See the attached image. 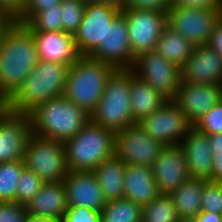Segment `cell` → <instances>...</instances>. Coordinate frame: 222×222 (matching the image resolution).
I'll use <instances>...</instances> for the list:
<instances>
[{
	"instance_id": "obj_1",
	"label": "cell",
	"mask_w": 222,
	"mask_h": 222,
	"mask_svg": "<svg viewBox=\"0 0 222 222\" xmlns=\"http://www.w3.org/2000/svg\"><path fill=\"white\" fill-rule=\"evenodd\" d=\"M39 62L32 32L14 21L0 43V96L7 101Z\"/></svg>"
},
{
	"instance_id": "obj_2",
	"label": "cell",
	"mask_w": 222,
	"mask_h": 222,
	"mask_svg": "<svg viewBox=\"0 0 222 222\" xmlns=\"http://www.w3.org/2000/svg\"><path fill=\"white\" fill-rule=\"evenodd\" d=\"M68 71L65 64L39 60L6 107L13 113L29 114L39 104L63 96Z\"/></svg>"
},
{
	"instance_id": "obj_3",
	"label": "cell",
	"mask_w": 222,
	"mask_h": 222,
	"mask_svg": "<svg viewBox=\"0 0 222 222\" xmlns=\"http://www.w3.org/2000/svg\"><path fill=\"white\" fill-rule=\"evenodd\" d=\"M29 115L32 133L63 143L90 121V114L64 96L39 104Z\"/></svg>"
},
{
	"instance_id": "obj_4",
	"label": "cell",
	"mask_w": 222,
	"mask_h": 222,
	"mask_svg": "<svg viewBox=\"0 0 222 222\" xmlns=\"http://www.w3.org/2000/svg\"><path fill=\"white\" fill-rule=\"evenodd\" d=\"M64 147L68 171H93L115 155V132L90 120Z\"/></svg>"
},
{
	"instance_id": "obj_5",
	"label": "cell",
	"mask_w": 222,
	"mask_h": 222,
	"mask_svg": "<svg viewBox=\"0 0 222 222\" xmlns=\"http://www.w3.org/2000/svg\"><path fill=\"white\" fill-rule=\"evenodd\" d=\"M115 70L107 63L83 56L69 67L63 96L91 114L103 95L107 80Z\"/></svg>"
},
{
	"instance_id": "obj_6",
	"label": "cell",
	"mask_w": 222,
	"mask_h": 222,
	"mask_svg": "<svg viewBox=\"0 0 222 222\" xmlns=\"http://www.w3.org/2000/svg\"><path fill=\"white\" fill-rule=\"evenodd\" d=\"M131 69H116L107 80L103 95L90 120L115 133L134 123L131 111Z\"/></svg>"
},
{
	"instance_id": "obj_7",
	"label": "cell",
	"mask_w": 222,
	"mask_h": 222,
	"mask_svg": "<svg viewBox=\"0 0 222 222\" xmlns=\"http://www.w3.org/2000/svg\"><path fill=\"white\" fill-rule=\"evenodd\" d=\"M24 164L44 183L64 181L68 173L64 143L32 133L27 141Z\"/></svg>"
},
{
	"instance_id": "obj_8",
	"label": "cell",
	"mask_w": 222,
	"mask_h": 222,
	"mask_svg": "<svg viewBox=\"0 0 222 222\" xmlns=\"http://www.w3.org/2000/svg\"><path fill=\"white\" fill-rule=\"evenodd\" d=\"M221 18L222 9L171 6L167 12V25L194 46H201L208 44L213 30Z\"/></svg>"
},
{
	"instance_id": "obj_9",
	"label": "cell",
	"mask_w": 222,
	"mask_h": 222,
	"mask_svg": "<svg viewBox=\"0 0 222 222\" xmlns=\"http://www.w3.org/2000/svg\"><path fill=\"white\" fill-rule=\"evenodd\" d=\"M131 70L142 81L169 100L176 97L180 84V68L165 59L156 50L138 55Z\"/></svg>"
},
{
	"instance_id": "obj_10",
	"label": "cell",
	"mask_w": 222,
	"mask_h": 222,
	"mask_svg": "<svg viewBox=\"0 0 222 222\" xmlns=\"http://www.w3.org/2000/svg\"><path fill=\"white\" fill-rule=\"evenodd\" d=\"M128 22L129 42L133 56L152 51L167 26V13L146 9H122Z\"/></svg>"
},
{
	"instance_id": "obj_11",
	"label": "cell",
	"mask_w": 222,
	"mask_h": 222,
	"mask_svg": "<svg viewBox=\"0 0 222 222\" xmlns=\"http://www.w3.org/2000/svg\"><path fill=\"white\" fill-rule=\"evenodd\" d=\"M165 147L135 123L115 133V155L126 165L152 167Z\"/></svg>"
},
{
	"instance_id": "obj_12",
	"label": "cell",
	"mask_w": 222,
	"mask_h": 222,
	"mask_svg": "<svg viewBox=\"0 0 222 222\" xmlns=\"http://www.w3.org/2000/svg\"><path fill=\"white\" fill-rule=\"evenodd\" d=\"M122 9L87 2L83 19L73 37L83 56H89L106 37L109 27Z\"/></svg>"
},
{
	"instance_id": "obj_13",
	"label": "cell",
	"mask_w": 222,
	"mask_h": 222,
	"mask_svg": "<svg viewBox=\"0 0 222 222\" xmlns=\"http://www.w3.org/2000/svg\"><path fill=\"white\" fill-rule=\"evenodd\" d=\"M138 124L165 146L179 145L192 126L173 100H168Z\"/></svg>"
},
{
	"instance_id": "obj_14",
	"label": "cell",
	"mask_w": 222,
	"mask_h": 222,
	"mask_svg": "<svg viewBox=\"0 0 222 222\" xmlns=\"http://www.w3.org/2000/svg\"><path fill=\"white\" fill-rule=\"evenodd\" d=\"M32 134L29 114L0 112V163L24 160L27 141Z\"/></svg>"
},
{
	"instance_id": "obj_15",
	"label": "cell",
	"mask_w": 222,
	"mask_h": 222,
	"mask_svg": "<svg viewBox=\"0 0 222 222\" xmlns=\"http://www.w3.org/2000/svg\"><path fill=\"white\" fill-rule=\"evenodd\" d=\"M128 22L121 12L109 27L103 42L88 56L113 66L115 69H131L135 57L129 42Z\"/></svg>"
},
{
	"instance_id": "obj_16",
	"label": "cell",
	"mask_w": 222,
	"mask_h": 222,
	"mask_svg": "<svg viewBox=\"0 0 222 222\" xmlns=\"http://www.w3.org/2000/svg\"><path fill=\"white\" fill-rule=\"evenodd\" d=\"M222 99V85L180 83L173 101L194 125Z\"/></svg>"
},
{
	"instance_id": "obj_17",
	"label": "cell",
	"mask_w": 222,
	"mask_h": 222,
	"mask_svg": "<svg viewBox=\"0 0 222 222\" xmlns=\"http://www.w3.org/2000/svg\"><path fill=\"white\" fill-rule=\"evenodd\" d=\"M180 83L222 85V57L207 44L195 46L180 68Z\"/></svg>"
},
{
	"instance_id": "obj_18",
	"label": "cell",
	"mask_w": 222,
	"mask_h": 222,
	"mask_svg": "<svg viewBox=\"0 0 222 222\" xmlns=\"http://www.w3.org/2000/svg\"><path fill=\"white\" fill-rule=\"evenodd\" d=\"M161 194H170L190 177L186 157L180 145L165 146L152 165Z\"/></svg>"
},
{
	"instance_id": "obj_19",
	"label": "cell",
	"mask_w": 222,
	"mask_h": 222,
	"mask_svg": "<svg viewBox=\"0 0 222 222\" xmlns=\"http://www.w3.org/2000/svg\"><path fill=\"white\" fill-rule=\"evenodd\" d=\"M64 186L68 206H79L101 212L107 201L93 171H68Z\"/></svg>"
},
{
	"instance_id": "obj_20",
	"label": "cell",
	"mask_w": 222,
	"mask_h": 222,
	"mask_svg": "<svg viewBox=\"0 0 222 222\" xmlns=\"http://www.w3.org/2000/svg\"><path fill=\"white\" fill-rule=\"evenodd\" d=\"M32 35L39 60L58 62L70 67L83 57L70 33L64 31L32 32Z\"/></svg>"
},
{
	"instance_id": "obj_21",
	"label": "cell",
	"mask_w": 222,
	"mask_h": 222,
	"mask_svg": "<svg viewBox=\"0 0 222 222\" xmlns=\"http://www.w3.org/2000/svg\"><path fill=\"white\" fill-rule=\"evenodd\" d=\"M179 145L184 151L190 177L211 181L213 155L209 135L192 125Z\"/></svg>"
},
{
	"instance_id": "obj_22",
	"label": "cell",
	"mask_w": 222,
	"mask_h": 222,
	"mask_svg": "<svg viewBox=\"0 0 222 222\" xmlns=\"http://www.w3.org/2000/svg\"><path fill=\"white\" fill-rule=\"evenodd\" d=\"M25 207L30 215L62 221L68 208L63 181L44 183Z\"/></svg>"
},
{
	"instance_id": "obj_23",
	"label": "cell",
	"mask_w": 222,
	"mask_h": 222,
	"mask_svg": "<svg viewBox=\"0 0 222 222\" xmlns=\"http://www.w3.org/2000/svg\"><path fill=\"white\" fill-rule=\"evenodd\" d=\"M124 198L145 206L161 192L153 176L152 167L126 165L124 173Z\"/></svg>"
},
{
	"instance_id": "obj_24",
	"label": "cell",
	"mask_w": 222,
	"mask_h": 222,
	"mask_svg": "<svg viewBox=\"0 0 222 222\" xmlns=\"http://www.w3.org/2000/svg\"><path fill=\"white\" fill-rule=\"evenodd\" d=\"M131 111L134 123H139L162 107L169 99L142 81L131 70Z\"/></svg>"
},
{
	"instance_id": "obj_25",
	"label": "cell",
	"mask_w": 222,
	"mask_h": 222,
	"mask_svg": "<svg viewBox=\"0 0 222 222\" xmlns=\"http://www.w3.org/2000/svg\"><path fill=\"white\" fill-rule=\"evenodd\" d=\"M125 169L126 163L117 155H113L93 170L107 202L124 198Z\"/></svg>"
},
{
	"instance_id": "obj_26",
	"label": "cell",
	"mask_w": 222,
	"mask_h": 222,
	"mask_svg": "<svg viewBox=\"0 0 222 222\" xmlns=\"http://www.w3.org/2000/svg\"><path fill=\"white\" fill-rule=\"evenodd\" d=\"M205 182L189 177L169 194L180 219L194 217L201 212V194Z\"/></svg>"
},
{
	"instance_id": "obj_27",
	"label": "cell",
	"mask_w": 222,
	"mask_h": 222,
	"mask_svg": "<svg viewBox=\"0 0 222 222\" xmlns=\"http://www.w3.org/2000/svg\"><path fill=\"white\" fill-rule=\"evenodd\" d=\"M194 48L189 40L167 25L154 50L181 68L188 61Z\"/></svg>"
},
{
	"instance_id": "obj_28",
	"label": "cell",
	"mask_w": 222,
	"mask_h": 222,
	"mask_svg": "<svg viewBox=\"0 0 222 222\" xmlns=\"http://www.w3.org/2000/svg\"><path fill=\"white\" fill-rule=\"evenodd\" d=\"M142 206L128 199L107 202L101 222H142Z\"/></svg>"
},
{
	"instance_id": "obj_29",
	"label": "cell",
	"mask_w": 222,
	"mask_h": 222,
	"mask_svg": "<svg viewBox=\"0 0 222 222\" xmlns=\"http://www.w3.org/2000/svg\"><path fill=\"white\" fill-rule=\"evenodd\" d=\"M142 222H179V216L169 194H160L142 206Z\"/></svg>"
},
{
	"instance_id": "obj_30",
	"label": "cell",
	"mask_w": 222,
	"mask_h": 222,
	"mask_svg": "<svg viewBox=\"0 0 222 222\" xmlns=\"http://www.w3.org/2000/svg\"><path fill=\"white\" fill-rule=\"evenodd\" d=\"M24 160L0 163V202H15L17 183Z\"/></svg>"
},
{
	"instance_id": "obj_31",
	"label": "cell",
	"mask_w": 222,
	"mask_h": 222,
	"mask_svg": "<svg viewBox=\"0 0 222 222\" xmlns=\"http://www.w3.org/2000/svg\"><path fill=\"white\" fill-rule=\"evenodd\" d=\"M31 32L63 31L62 12L60 5L35 14L26 24Z\"/></svg>"
},
{
	"instance_id": "obj_32",
	"label": "cell",
	"mask_w": 222,
	"mask_h": 222,
	"mask_svg": "<svg viewBox=\"0 0 222 222\" xmlns=\"http://www.w3.org/2000/svg\"><path fill=\"white\" fill-rule=\"evenodd\" d=\"M86 3V0L61 1L60 7L64 32L74 35L83 19Z\"/></svg>"
},
{
	"instance_id": "obj_33",
	"label": "cell",
	"mask_w": 222,
	"mask_h": 222,
	"mask_svg": "<svg viewBox=\"0 0 222 222\" xmlns=\"http://www.w3.org/2000/svg\"><path fill=\"white\" fill-rule=\"evenodd\" d=\"M44 182L26 167L22 170L17 183L15 202L25 205L42 188Z\"/></svg>"
},
{
	"instance_id": "obj_34",
	"label": "cell",
	"mask_w": 222,
	"mask_h": 222,
	"mask_svg": "<svg viewBox=\"0 0 222 222\" xmlns=\"http://www.w3.org/2000/svg\"><path fill=\"white\" fill-rule=\"evenodd\" d=\"M201 211L222 214V183L206 181L203 184Z\"/></svg>"
},
{
	"instance_id": "obj_35",
	"label": "cell",
	"mask_w": 222,
	"mask_h": 222,
	"mask_svg": "<svg viewBox=\"0 0 222 222\" xmlns=\"http://www.w3.org/2000/svg\"><path fill=\"white\" fill-rule=\"evenodd\" d=\"M194 126L207 135L222 133V99Z\"/></svg>"
},
{
	"instance_id": "obj_36",
	"label": "cell",
	"mask_w": 222,
	"mask_h": 222,
	"mask_svg": "<svg viewBox=\"0 0 222 222\" xmlns=\"http://www.w3.org/2000/svg\"><path fill=\"white\" fill-rule=\"evenodd\" d=\"M62 0H25L19 12L14 16V21L26 24L38 12L55 8Z\"/></svg>"
},
{
	"instance_id": "obj_37",
	"label": "cell",
	"mask_w": 222,
	"mask_h": 222,
	"mask_svg": "<svg viewBox=\"0 0 222 222\" xmlns=\"http://www.w3.org/2000/svg\"><path fill=\"white\" fill-rule=\"evenodd\" d=\"M62 222H101V212L86 207L68 206Z\"/></svg>"
},
{
	"instance_id": "obj_38",
	"label": "cell",
	"mask_w": 222,
	"mask_h": 222,
	"mask_svg": "<svg viewBox=\"0 0 222 222\" xmlns=\"http://www.w3.org/2000/svg\"><path fill=\"white\" fill-rule=\"evenodd\" d=\"M26 207L17 202H0V222H25Z\"/></svg>"
},
{
	"instance_id": "obj_39",
	"label": "cell",
	"mask_w": 222,
	"mask_h": 222,
	"mask_svg": "<svg viewBox=\"0 0 222 222\" xmlns=\"http://www.w3.org/2000/svg\"><path fill=\"white\" fill-rule=\"evenodd\" d=\"M172 0H125L124 9H146L168 12Z\"/></svg>"
},
{
	"instance_id": "obj_40",
	"label": "cell",
	"mask_w": 222,
	"mask_h": 222,
	"mask_svg": "<svg viewBox=\"0 0 222 222\" xmlns=\"http://www.w3.org/2000/svg\"><path fill=\"white\" fill-rule=\"evenodd\" d=\"M171 6L200 9H222V0H172Z\"/></svg>"
},
{
	"instance_id": "obj_41",
	"label": "cell",
	"mask_w": 222,
	"mask_h": 222,
	"mask_svg": "<svg viewBox=\"0 0 222 222\" xmlns=\"http://www.w3.org/2000/svg\"><path fill=\"white\" fill-rule=\"evenodd\" d=\"M207 45L222 57V18L216 24Z\"/></svg>"
},
{
	"instance_id": "obj_42",
	"label": "cell",
	"mask_w": 222,
	"mask_h": 222,
	"mask_svg": "<svg viewBox=\"0 0 222 222\" xmlns=\"http://www.w3.org/2000/svg\"><path fill=\"white\" fill-rule=\"evenodd\" d=\"M212 182L222 183V152H212Z\"/></svg>"
},
{
	"instance_id": "obj_43",
	"label": "cell",
	"mask_w": 222,
	"mask_h": 222,
	"mask_svg": "<svg viewBox=\"0 0 222 222\" xmlns=\"http://www.w3.org/2000/svg\"><path fill=\"white\" fill-rule=\"evenodd\" d=\"M24 1L25 0H0V8L15 16L23 6Z\"/></svg>"
},
{
	"instance_id": "obj_44",
	"label": "cell",
	"mask_w": 222,
	"mask_h": 222,
	"mask_svg": "<svg viewBox=\"0 0 222 222\" xmlns=\"http://www.w3.org/2000/svg\"><path fill=\"white\" fill-rule=\"evenodd\" d=\"M14 22V16L0 8V43L7 28Z\"/></svg>"
},
{
	"instance_id": "obj_45",
	"label": "cell",
	"mask_w": 222,
	"mask_h": 222,
	"mask_svg": "<svg viewBox=\"0 0 222 222\" xmlns=\"http://www.w3.org/2000/svg\"><path fill=\"white\" fill-rule=\"evenodd\" d=\"M197 218L199 222H222V214L201 211Z\"/></svg>"
},
{
	"instance_id": "obj_46",
	"label": "cell",
	"mask_w": 222,
	"mask_h": 222,
	"mask_svg": "<svg viewBox=\"0 0 222 222\" xmlns=\"http://www.w3.org/2000/svg\"><path fill=\"white\" fill-rule=\"evenodd\" d=\"M209 146L212 152H222V133L209 135Z\"/></svg>"
},
{
	"instance_id": "obj_47",
	"label": "cell",
	"mask_w": 222,
	"mask_h": 222,
	"mask_svg": "<svg viewBox=\"0 0 222 222\" xmlns=\"http://www.w3.org/2000/svg\"><path fill=\"white\" fill-rule=\"evenodd\" d=\"M89 3L106 4L119 9L124 8L125 0H86Z\"/></svg>"
},
{
	"instance_id": "obj_48",
	"label": "cell",
	"mask_w": 222,
	"mask_h": 222,
	"mask_svg": "<svg viewBox=\"0 0 222 222\" xmlns=\"http://www.w3.org/2000/svg\"><path fill=\"white\" fill-rule=\"evenodd\" d=\"M25 222H62V221L42 218L39 216H33L27 213Z\"/></svg>"
},
{
	"instance_id": "obj_49",
	"label": "cell",
	"mask_w": 222,
	"mask_h": 222,
	"mask_svg": "<svg viewBox=\"0 0 222 222\" xmlns=\"http://www.w3.org/2000/svg\"><path fill=\"white\" fill-rule=\"evenodd\" d=\"M179 222H199L197 216L179 219Z\"/></svg>"
},
{
	"instance_id": "obj_50",
	"label": "cell",
	"mask_w": 222,
	"mask_h": 222,
	"mask_svg": "<svg viewBox=\"0 0 222 222\" xmlns=\"http://www.w3.org/2000/svg\"><path fill=\"white\" fill-rule=\"evenodd\" d=\"M6 107V101L0 96V112Z\"/></svg>"
}]
</instances>
